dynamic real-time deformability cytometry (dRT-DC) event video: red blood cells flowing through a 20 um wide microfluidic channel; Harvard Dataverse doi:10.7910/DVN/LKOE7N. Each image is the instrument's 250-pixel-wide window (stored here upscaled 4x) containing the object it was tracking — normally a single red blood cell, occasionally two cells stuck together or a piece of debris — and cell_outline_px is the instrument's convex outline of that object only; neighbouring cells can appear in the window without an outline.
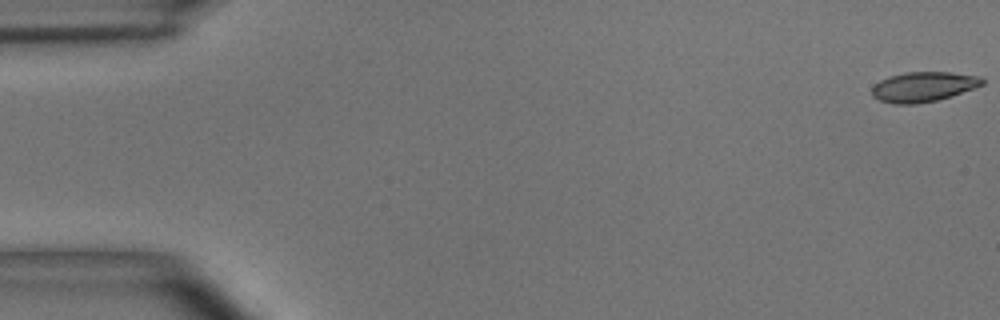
{"species": "common noctule bat (a hibernating species)", "species_latin": "Nyctalus noctula", "temperature_condition": "room temperature", "stored_images_in_passage": 55, "camera_frame_rate_fps": 3000, "um_per_image_px": 0.085, "animal": {"sex": "male", "body_mass_g": 15.6}, "frame": {"image": 1, "passage_image": 1, "time_ms": 0.0, "image_size_px": [1000, 320], "cell_outline_px": [[984, 84], [976, 88], [936, 100], [916, 104], [892, 104], [880, 100], [872, 96], [872, 88], [880, 80], [888, 76], [904, 72], [952, 72], [980, 76], [984, 80]], "centroid_in_image_um": [78.49, 7.37], "position_along_channel_um": 6.5, "area_um2": 19.31}}
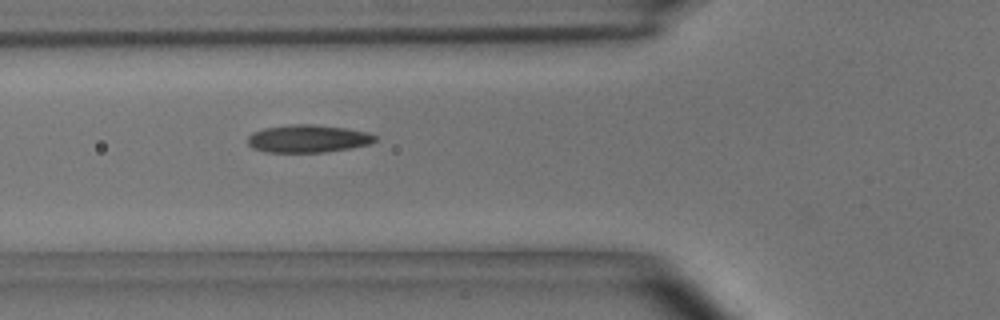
{"frame": {"image": 2, "passage_image": 20, "time_ms": 6.333, "image_size_px": [1000, 320], "cell_outline_px": [[376, 140], [368, 144], [352, 148], [324, 152], [264, 152], [252, 148], [248, 144], [248, 136], [252, 132], [264, 128], [292, 124], [316, 124], [348, 128], [368, 132], [376, 136]], "centroid_in_image_um": [26.17, 11.78], "position_along_channel_um": 99.6, "area_um2": 20.75}}
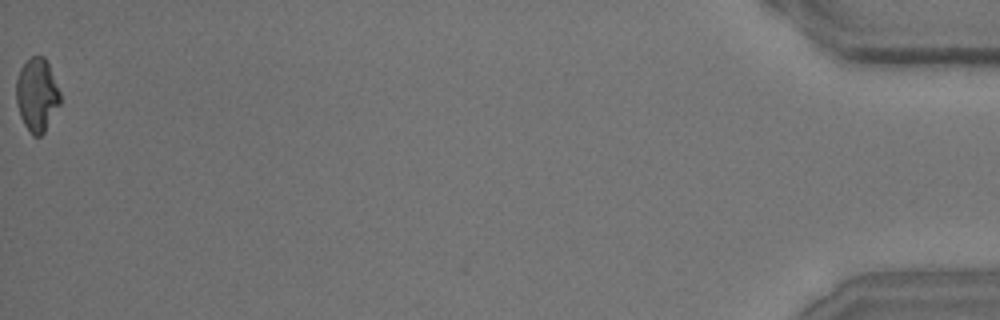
{"frame": {"image": 3, "passage_image": 55, "time_ms": 18.0, "image_size_px": [1000, 320], "cell_outline_px": [[60, 104], [44, 132], [40, 136], [32, 136], [28, 132], [20, 116], [16, 104], [16, 80], [20, 68], [32, 56], [44, 56], [48, 64], [60, 92]], "centroid_in_image_um": [3.12, 8.08], "position_along_channel_um": 432.1, "area_um2": 18.73}, "authors_computed_cell_mechanics": {"area_um2": 19.8254, "velocity_mm_per_s": 3.6708, "shape_relaxation_time_tau1_ms": 4.0828, "shape_relaxation_time_tau2_ms": 2.3469, "deformation_change_tau1": 0.1606, "deformation_change_tau2": 0.1011}}